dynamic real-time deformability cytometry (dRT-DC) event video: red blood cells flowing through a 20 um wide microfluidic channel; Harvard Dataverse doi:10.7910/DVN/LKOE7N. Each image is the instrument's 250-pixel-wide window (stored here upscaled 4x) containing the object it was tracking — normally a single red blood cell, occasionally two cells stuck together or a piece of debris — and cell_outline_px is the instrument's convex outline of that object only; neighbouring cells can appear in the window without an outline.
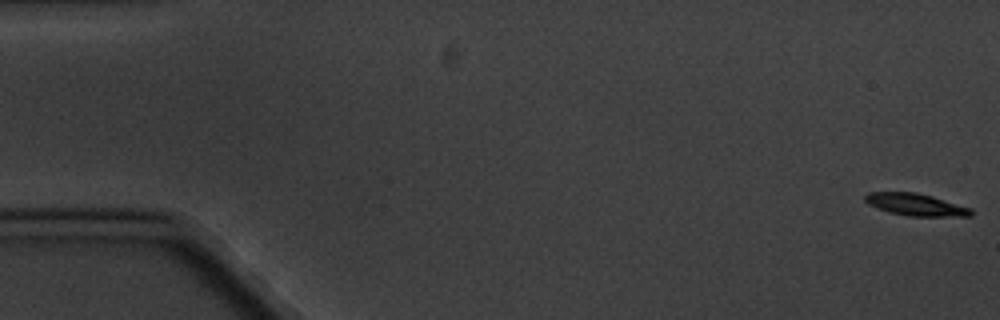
{"species": "common noctule bat (a hibernating species)", "species_latin": "Nyctalus noctula", "temperature_condition": "cold", "stored_images_in_passage": 5, "camera_frame_rate_fps": 3000, "um_per_image_px": 0.085, "animal": {"sex": "male", "body_mass_g": 20.1, "forearm_length_mm": 53.5}, "frame": {"image": 1, "passage_image": 1, "time_ms": 0.0, "image_size_px": [1000, 320], "cell_outline_px": [[972, 216], [908, 216], [888, 212], [868, 204], [864, 200], [864, 196], [868, 192], [916, 192], [932, 196], [972, 208]], "centroid_in_image_um": [77.83, 17.39], "position_along_channel_um": 7.2, "area_um2": 13.7}}
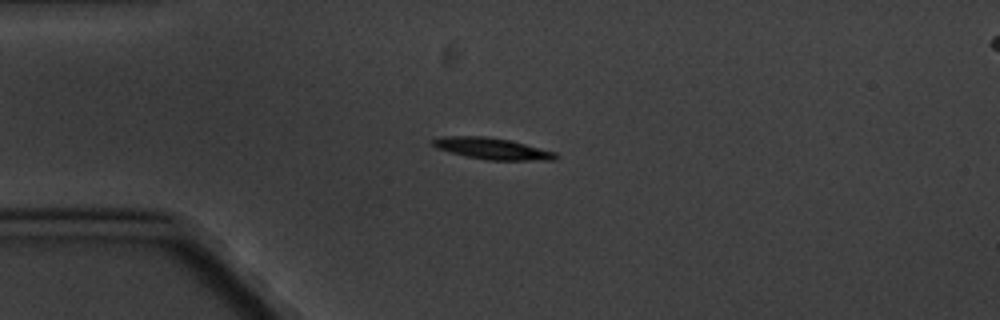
{"frame": {"image": 2, "passage_image": 4, "time_ms": 4.667, "image_size_px": [1000, 320], "cell_outline_px": [[556, 156], [552, 160], [488, 160], [468, 156], [436, 148], [432, 144], [432, 140], [440, 136], [484, 136], [512, 140], [556, 152]], "centroid_in_image_um": [41.83, 12.61], "position_along_channel_um": 43.2, "area_um2": 15.2}}